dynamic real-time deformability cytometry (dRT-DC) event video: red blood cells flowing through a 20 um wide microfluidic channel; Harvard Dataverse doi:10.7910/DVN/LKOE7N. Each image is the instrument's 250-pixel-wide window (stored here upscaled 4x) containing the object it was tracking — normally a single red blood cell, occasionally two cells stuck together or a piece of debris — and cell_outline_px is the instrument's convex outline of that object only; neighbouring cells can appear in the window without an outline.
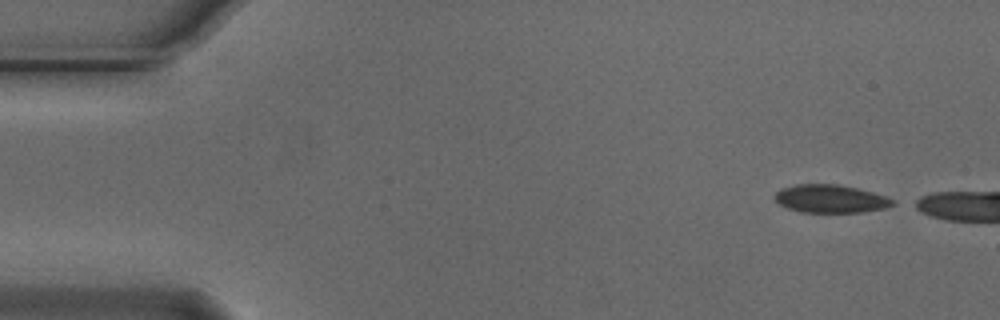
{"species": "Egyptian fruit bat (a non-hibernating species)", "species_latin": "Rousettus aegyptiacus", "temperature_condition": "cold", "stored_images_in_passage": 8, "camera_frame_rate_fps": 3000, "um_per_image_px": 0.085, "animal": {"sex": "male"}, "frame": {"image": 1, "passage_image": 1, "time_ms": 0.0, "image_size_px": [1000, 320], "cell_outline_px": [[896, 204], [884, 208], [860, 212], [800, 212], [788, 208], [780, 204], [772, 196], [780, 188], [796, 184], [836, 184], [856, 188], [888, 196], [896, 200]], "centroid_in_image_um": [70.6, 16.89], "position_along_channel_um": 14.4, "area_um2": 19.36}}